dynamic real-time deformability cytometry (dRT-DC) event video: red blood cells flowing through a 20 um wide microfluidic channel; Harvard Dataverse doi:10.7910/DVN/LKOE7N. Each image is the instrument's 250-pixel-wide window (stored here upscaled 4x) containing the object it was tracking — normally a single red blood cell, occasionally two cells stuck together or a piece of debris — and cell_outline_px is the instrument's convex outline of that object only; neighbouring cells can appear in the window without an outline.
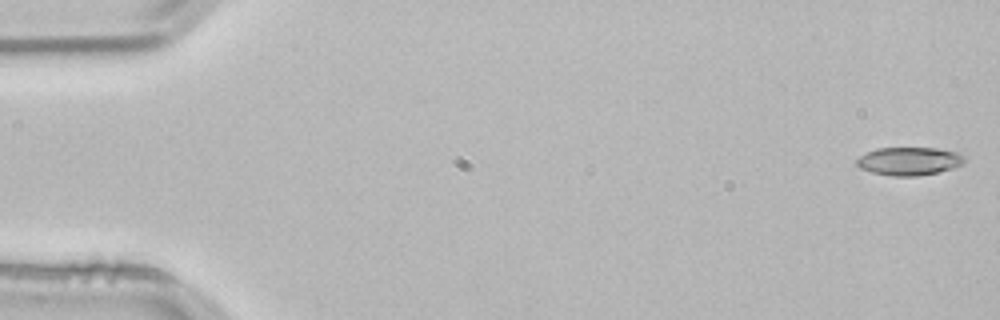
{"species": "common noctule bat (a hibernating species)", "species_latin": "Nyctalus noctula", "temperature_condition": "room temperature", "stored_images_in_passage": 53, "camera_frame_rate_fps": 3000, "um_per_image_px": 0.085, "animal": {"sex": "male", "body_mass_g": 21.5, "forearm_length_mm": 52.0}, "frame": {"image": 1, "passage_image": 1, "time_ms": 0.0, "image_size_px": [1000, 320], "cell_outline_px": [[964, 164], [952, 168], [936, 172], [916, 176], [892, 176], [872, 172], [860, 168], [856, 164], [856, 160], [860, 156], [876, 148], [936, 148], [956, 152], [964, 156]], "centroid_in_image_um": [77.26, 13.69], "position_along_channel_um": 7.7, "area_um2": 17.51}}
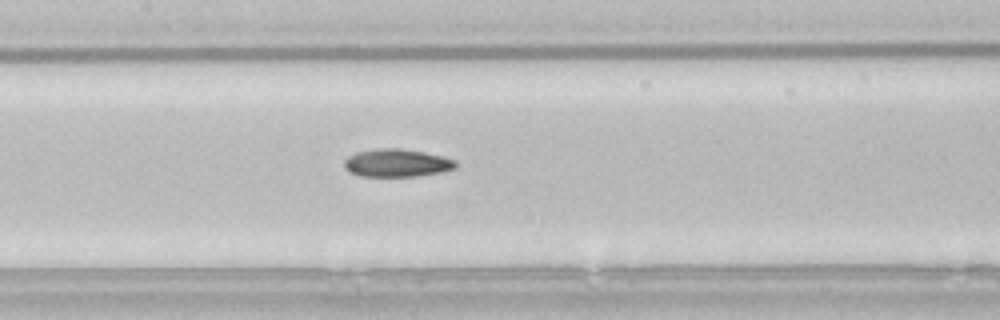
{"frame": {"image": 2, "passage_image": 25, "time_ms": 8.0, "image_size_px": [1000, 320], "cell_outline_px": [[456, 168], [440, 172], [416, 176], [360, 176], [348, 172], [344, 168], [344, 160], [348, 156], [356, 152], [376, 148], [400, 148], [424, 152], [456, 160]], "centroid_in_image_um": [33.68, 13.85], "position_along_channel_um": 173.7, "area_um2": 18.15}}
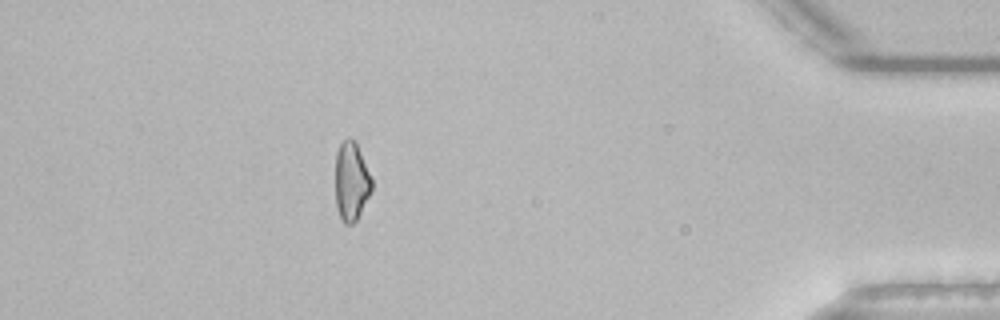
{"frame": {"image": 3, "passage_image": 47, "time_ms": 15.333, "image_size_px": [1000, 320], "cell_outline_px": [[372, 188], [356, 220], [352, 224], [344, 224], [336, 208], [336, 152], [340, 144], [348, 136], [356, 140], [372, 180]], "centroid_in_image_um": [29.85, 15.38], "position_along_channel_um": 405.3, "area_um2": 16.59}, "authors_computed_cell_mechanics": {"area_um2": 17.5712, "velocity_mm_per_s": 3.847, "shape_relaxation_time_tau1_ms": null, "shape_relaxation_time_tau2_ms": 5.385, "deformation_change_tau1": null, "deformation_change_tau2": 0.1426}}